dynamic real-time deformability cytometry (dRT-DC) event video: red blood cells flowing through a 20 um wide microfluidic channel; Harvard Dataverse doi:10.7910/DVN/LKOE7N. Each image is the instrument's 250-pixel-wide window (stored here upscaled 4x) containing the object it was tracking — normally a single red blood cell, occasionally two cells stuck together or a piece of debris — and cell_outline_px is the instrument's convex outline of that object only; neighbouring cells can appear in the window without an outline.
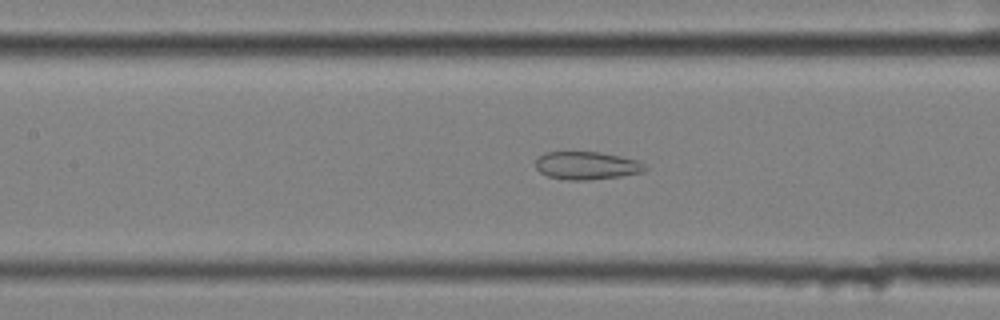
{"species": "common noctule bat (a hibernating species)", "species_latin": "Nyctalus noctula", "temperature_condition": "cold", "stored_images_in_passage": 34, "camera_frame_rate_fps": 3000, "um_per_image_px": 0.085, "animal": {"sex": "female", "body_mass_g": 25.1}, "frame": {"image": 1, "passage_image": 13, "time_ms": 4.0, "image_size_px": [1000, 320], "cell_outline_px": [[648, 168], [644, 172], [620, 176], [588, 180], [568, 180], [548, 176], [540, 172], [536, 168], [536, 160], [544, 152], [600, 152], [640, 160]], "centroid_in_image_um": [49.9, 14.07], "position_along_channel_um": 157.5, "area_um2": 17.86}}
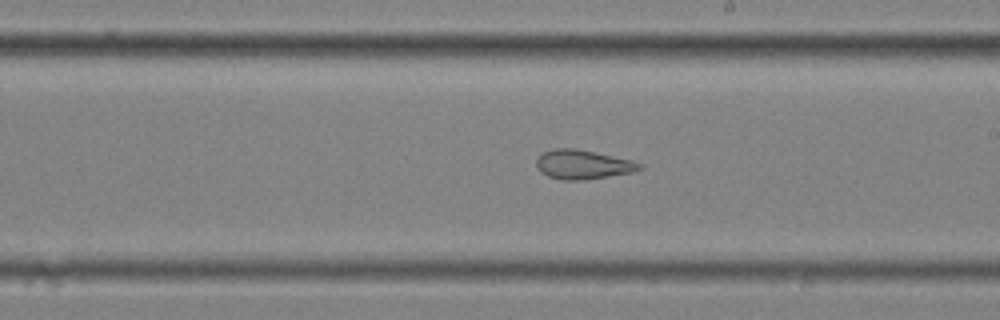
{"frame": {"image": 2, "passage_image": 20, "time_ms": 6.333, "image_size_px": [1000, 320], "cell_outline_px": [[644, 168], [632, 172], [584, 180], [560, 180], [548, 176], [540, 172], [536, 164], [536, 160], [544, 152], [556, 148], [576, 148], [632, 160], [644, 164]], "centroid_in_image_um": [49.56, 13.99], "position_along_channel_um": 239.4, "area_um2": 17.57}}
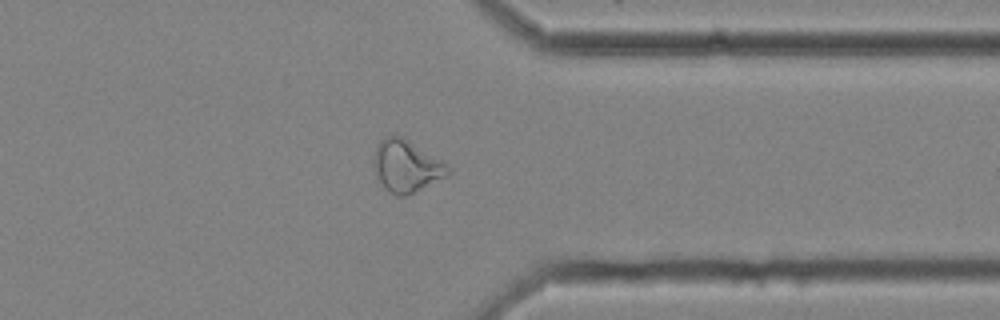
{"frame": {"image": 3, "passage_image": 32, "time_ms": 10.333, "image_size_px": [1000, 320], "cell_outline_px": [[452, 172], [408, 196], [396, 196], [384, 188], [372, 164], [372, 160], [376, 148], [380, 140], [388, 136], [400, 136], [448, 164], [452, 168]], "centroid_in_image_um": [34.54, 14.14], "position_along_channel_um": 376.9, "area_um2": 22.2}}